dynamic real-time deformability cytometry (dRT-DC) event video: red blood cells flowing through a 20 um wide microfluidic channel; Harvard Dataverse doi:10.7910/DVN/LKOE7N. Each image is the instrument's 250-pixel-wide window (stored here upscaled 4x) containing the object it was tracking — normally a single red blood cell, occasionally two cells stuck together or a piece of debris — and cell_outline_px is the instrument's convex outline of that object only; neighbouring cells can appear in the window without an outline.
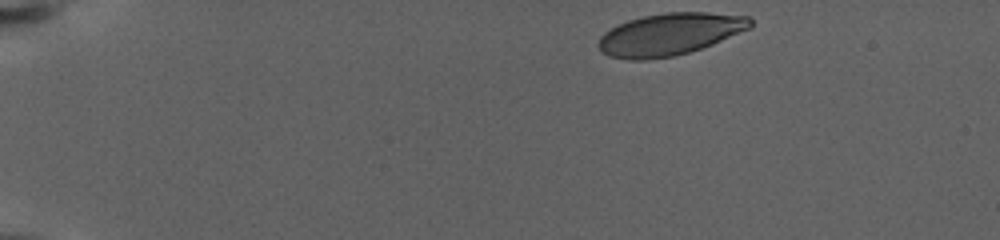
{"species": "human", "species_latin": "Homo sapiens", "temperature_condition": "warm", "stored_images_in_passage": 34, "camera_frame_rate_fps": 3000, "um_per_image_px": 0.085, "donor": {"sex": "female"}, "frame": {"image": 1, "passage_image": 1, "time_ms": 0.0, "image_size_px": [1000, 240], "cell_outline_px": [[752, 28], [712, 44], [688, 52], [672, 56], [644, 60], [628, 60], [608, 56], [600, 52], [596, 44], [600, 36], [604, 32], [628, 20], [644, 16], [664, 12], [708, 12], [748, 16], [752, 20]], "centroid_in_image_um": [56.91, 2.91], "position_along_channel_um": 28.1, "area_um2": 37.4}}
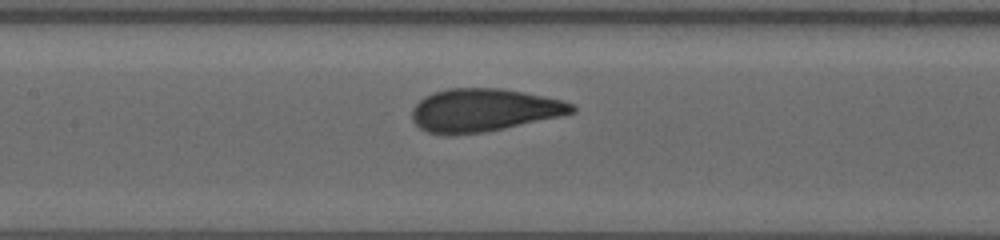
{"frame": {"image": 2, "passage_image": 19, "time_ms": 8.667, "image_size_px": [1000, 240], "cell_outline_px": [[576, 112], [560, 116], [504, 128], [484, 132], [448, 136], [428, 132], [420, 128], [412, 120], [412, 108], [424, 96], [432, 92], [448, 88], [500, 88], [524, 92], [564, 100], [572, 104], [576, 108]], "centroid_in_image_um": [41.09, 9.36], "position_along_channel_um": 166.3, "area_um2": 40.17}}
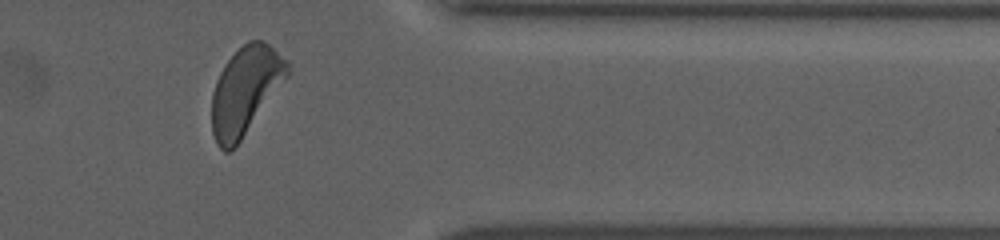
{"frame": {"image": 3, "passage_image": 33, "time_ms": 17.0, "image_size_px": [1000, 240], "cell_outline_px": [[292, 72], [236, 148], [228, 152], [224, 152], [216, 144], [212, 132], [212, 92], [216, 80], [224, 64], [248, 40], [260, 40], [268, 44], [288, 60]], "centroid_in_image_um": [20.88, 7.74], "position_along_channel_um": 390.5, "area_um2": 39.13}, "authors_computed_cell_mechanics": {"area_um2": 39.304, "velocity_mm_per_s": 2.8082, "shape_relaxation_time_tau1_ms": 3.878, "shape_relaxation_time_tau2_ms": null, "deformation_change_tau1": 0.1474, "deformation_change_tau2": null}}